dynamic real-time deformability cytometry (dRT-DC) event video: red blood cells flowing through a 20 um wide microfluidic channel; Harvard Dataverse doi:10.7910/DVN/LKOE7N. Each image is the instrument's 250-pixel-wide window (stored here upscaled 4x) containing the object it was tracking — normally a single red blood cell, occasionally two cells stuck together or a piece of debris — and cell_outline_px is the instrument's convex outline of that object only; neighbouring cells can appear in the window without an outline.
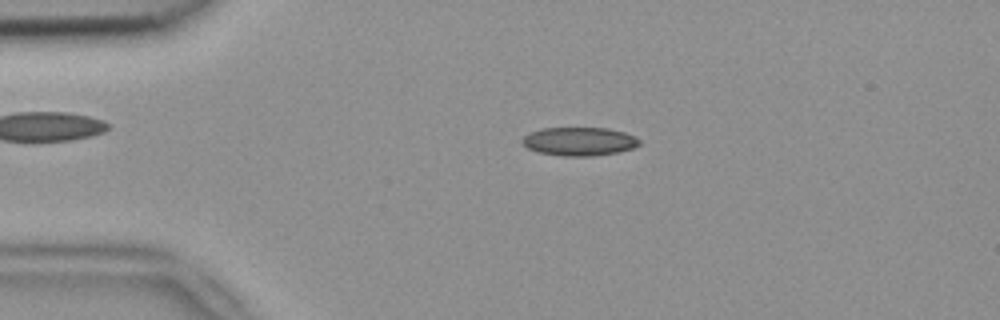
{"species": "common noctule bat (a hibernating species)", "species_latin": "Nyctalus noctula", "temperature_condition": "room temperature", "stored_images_in_passage": 49, "camera_frame_rate_fps": 3000, "um_per_image_px": 0.085, "animal": {"sex": "female", "body_mass_g": 18.4}, "frame": {"image": 1, "passage_image": 8, "time_ms": 2.333, "image_size_px": [1000, 320], "cell_outline_px": [[640, 144], [632, 148], [620, 152], [592, 156], [564, 156], [536, 152], [528, 148], [520, 140], [524, 136], [540, 128], [608, 128], [624, 132], [636, 136], [640, 140]], "centroid_in_image_um": [49.25, 12.02], "position_along_channel_um": 35.7, "area_um2": 19.54}}
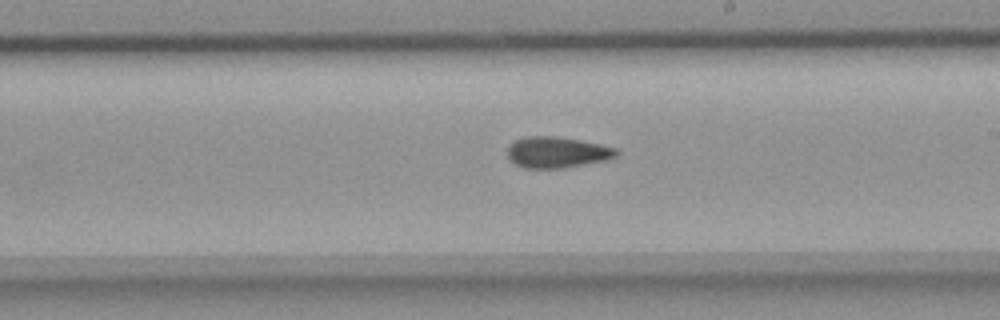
{"frame": {"image": 2, "passage_image": 27, "time_ms": 8.667, "image_size_px": [1000, 320], "cell_outline_px": [[620, 152], [616, 156], [608, 160], [564, 168], [524, 168], [508, 160], [508, 144], [512, 140], [528, 136], [552, 136], [580, 140], [600, 144], [616, 148]], "centroid_in_image_um": [47.33, 12.95], "position_along_channel_um": 241.7, "area_um2": 19.94}}
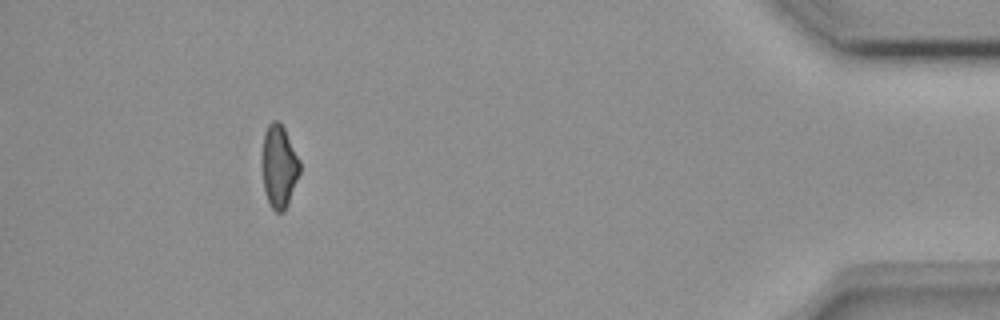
{"frame": {"image": 3, "passage_image": 45, "time_ms": 14.667, "image_size_px": [1000, 320], "cell_outline_px": [[300, 172], [288, 204], [284, 212], [276, 212], [272, 208], [264, 192], [260, 164], [260, 156], [264, 132], [268, 124], [272, 120], [276, 120], [284, 128], [300, 160]], "centroid_in_image_um": [23.68, 14.13], "position_along_channel_um": 411.5, "area_um2": 18.67}, "authors_computed_cell_mechanics": {"area_um2": 19.363, "velocity_mm_per_s": 3.8239, "shape_relaxation_time_tau1_ms": null, "shape_relaxation_time_tau2_ms": 7.3674, "deformation_change_tau1": null, "deformation_change_tau2": 0.1413}}